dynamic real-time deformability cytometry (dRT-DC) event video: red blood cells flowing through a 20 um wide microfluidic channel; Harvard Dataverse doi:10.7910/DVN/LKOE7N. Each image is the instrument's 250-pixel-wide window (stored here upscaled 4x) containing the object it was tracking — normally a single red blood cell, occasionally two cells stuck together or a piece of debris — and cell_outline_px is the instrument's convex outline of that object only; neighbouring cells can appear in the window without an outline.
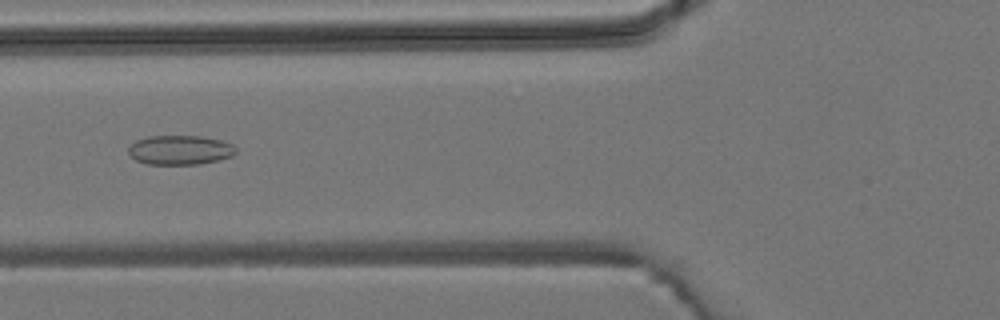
{"species": "common noctule bat (a hibernating species)", "species_latin": "Nyctalus noctula", "temperature_condition": "room temperature", "stored_images_in_passage": 5, "camera_frame_rate_fps": 3000, "um_per_image_px": 0.085, "animal": {"sex": "male", "body_mass_g": 19.2, "forearm_length_mm": 51.8}, "frame": {"image": 1, "passage_image": 5, "time_ms": 4.667, "image_size_px": [1000, 320], "cell_outline_px": [[236, 152], [232, 156], [220, 160], [200, 164], [148, 164], [136, 160], [128, 152], [128, 148], [136, 140], [148, 136], [200, 136], [220, 140], [232, 144], [236, 148]], "centroid_in_image_um": [15.32, 12.75], "position_along_channel_um": 110.5, "area_um2": 18.38}}